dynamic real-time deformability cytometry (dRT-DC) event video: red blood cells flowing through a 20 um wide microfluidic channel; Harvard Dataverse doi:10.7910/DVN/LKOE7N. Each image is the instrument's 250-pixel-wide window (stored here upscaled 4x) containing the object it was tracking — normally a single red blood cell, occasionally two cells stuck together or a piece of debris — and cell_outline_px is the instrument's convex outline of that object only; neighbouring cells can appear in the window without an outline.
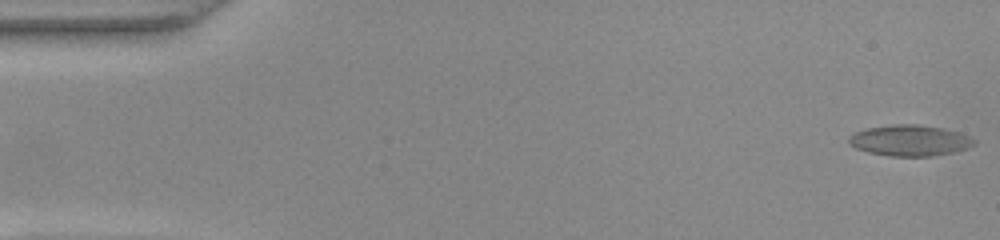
{"species": "common noctule bat (a hibernating species)", "species_latin": "Nyctalus noctula", "temperature_condition": "warm", "stored_images_in_passage": 9, "camera_frame_rate_fps": 3000, "um_per_image_px": 0.085, "animal": {"sex": "female", "body_mass_g": 22.0, "forearm_length_mm": 56.7}, "frame": {"image": 1, "passage_image": 1, "time_ms": 0.0, "image_size_px": [1000, 240], "cell_outline_px": [[976, 144], [968, 148], [952, 152], [932, 156], [892, 156], [868, 152], [856, 148], [848, 144], [848, 136], [856, 132], [868, 128], [892, 124], [920, 124], [944, 128], [960, 132], [976, 140]], "centroid_in_image_um": [77.35, 11.93], "position_along_channel_um": 7.7, "area_um2": 22.72}}